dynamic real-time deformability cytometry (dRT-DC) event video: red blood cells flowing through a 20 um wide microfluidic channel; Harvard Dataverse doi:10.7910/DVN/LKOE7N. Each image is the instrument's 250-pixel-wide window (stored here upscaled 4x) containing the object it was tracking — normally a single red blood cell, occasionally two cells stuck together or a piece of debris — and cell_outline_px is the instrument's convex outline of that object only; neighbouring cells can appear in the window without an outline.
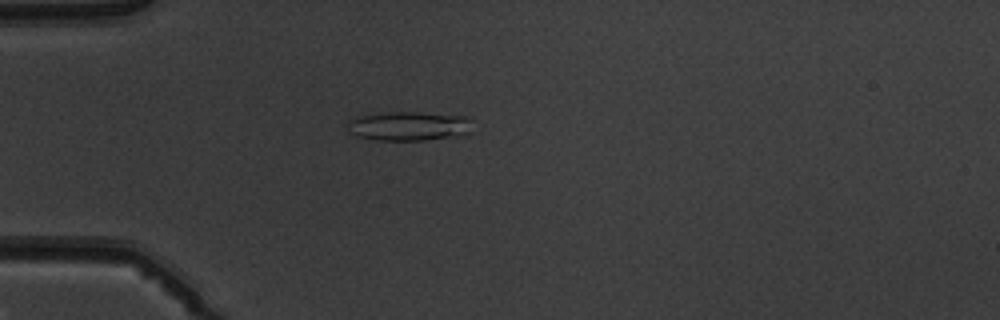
{"species": "common noctule bat (a hibernating species)", "species_latin": "Nyctalus noctula", "temperature_condition": "warm", "stored_images_in_passage": 4, "camera_frame_rate_fps": 3000, "um_per_image_px": 0.085, "animal": {"sex": "male", "body_mass_g": 19.5, "forearm_length_mm": 54.6}, "frame": {"image": 1, "passage_image": 4, "time_ms": 4.333, "image_size_px": [1000, 320], "cell_outline_px": [[472, 132], [460, 136], [424, 140], [380, 140], [356, 136], [348, 132], [348, 120], [356, 116], [388, 112], [416, 112], [468, 116], [472, 120]], "centroid_in_image_um": [34.8, 10.71], "position_along_channel_um": 50.2, "area_um2": 21.62}}